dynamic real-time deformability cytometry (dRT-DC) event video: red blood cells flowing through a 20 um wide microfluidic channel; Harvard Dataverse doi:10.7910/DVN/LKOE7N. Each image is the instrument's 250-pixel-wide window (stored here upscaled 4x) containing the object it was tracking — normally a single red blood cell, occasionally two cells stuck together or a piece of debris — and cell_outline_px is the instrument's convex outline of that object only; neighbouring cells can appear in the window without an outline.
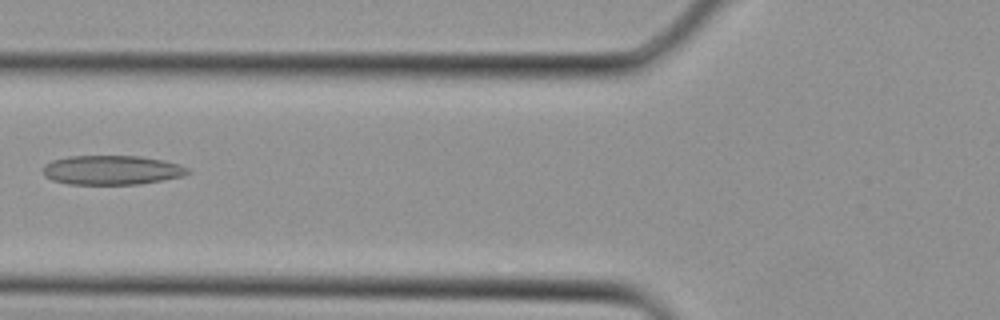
{"species": "Egyptian fruit bat (a non-hibernating species)", "species_latin": "Rousettus aegyptiacus", "temperature_condition": "cold", "stored_images_in_passage": 33, "camera_frame_rate_fps": 3000, "um_per_image_px": 0.085, "animal": {"sex": "female"}, "frame": {"image": 1, "passage_image": 12, "time_ms": 3.667, "image_size_px": [1000, 320], "cell_outline_px": [[192, 172], [184, 176], [140, 184], [68, 184], [52, 180], [44, 176], [40, 168], [44, 164], [52, 160], [68, 156], [140, 156], [164, 160], [180, 164], [188, 168]], "centroid_in_image_um": [9.49, 14.45], "position_along_channel_um": 116.3, "area_um2": 25.09}}
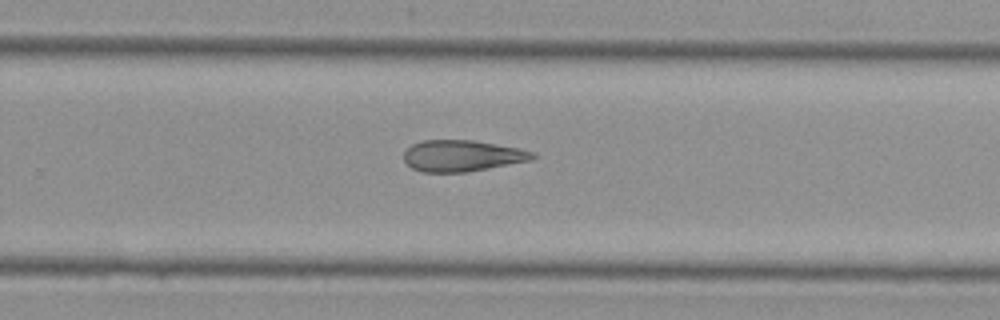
{"frame": {"image": 2, "passage_image": 21, "time_ms": 6.667, "image_size_px": [1000, 320], "cell_outline_px": [[536, 156], [532, 160], [468, 172], [420, 172], [412, 168], [404, 160], [404, 152], [412, 144], [424, 140], [472, 140], [516, 148], [536, 152]], "centroid_in_image_um": [39.27, 13.25], "position_along_channel_um": 290.5, "area_um2": 23.41}}
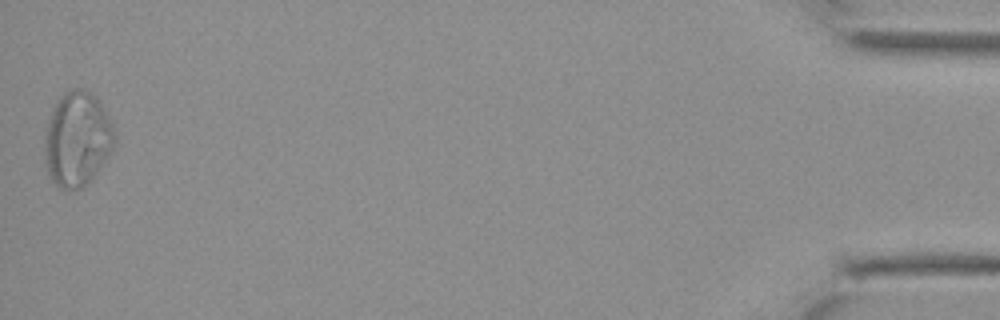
{"frame": {"image": 3, "passage_image": 33, "time_ms": 10.667, "image_size_px": [1000, 320], "cell_outline_px": [[116, 140], [112, 152], [96, 172], [80, 188], [56, 188], [48, 172], [44, 160], [44, 132], [48, 120], [60, 96], [64, 92], [72, 88], [84, 88], [96, 96], [108, 116], [112, 124]], "centroid_in_image_um": [6.55, 11.8], "position_along_channel_um": 428.6, "area_um2": 38.55}}